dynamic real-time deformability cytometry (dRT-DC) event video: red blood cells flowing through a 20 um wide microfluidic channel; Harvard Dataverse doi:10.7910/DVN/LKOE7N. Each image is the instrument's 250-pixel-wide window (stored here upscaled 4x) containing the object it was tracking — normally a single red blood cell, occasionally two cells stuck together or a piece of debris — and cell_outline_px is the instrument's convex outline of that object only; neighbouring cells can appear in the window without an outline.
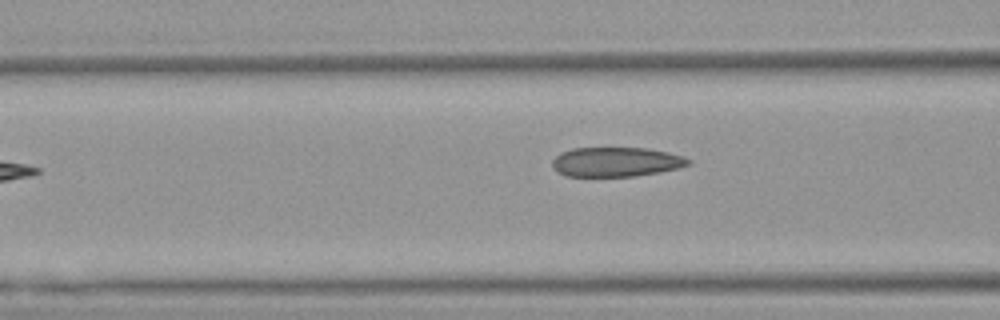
{"species": "Egyptian fruit bat (a non-hibernating species)", "species_latin": "Rousettus aegyptiacus", "temperature_condition": "warm", "stored_images_in_passage": 3, "camera_frame_rate_fps": 3000, "um_per_image_px": 0.085, "animal": {"sex": "female"}, "frame": {"image": 1, "passage_image": 3, "time_ms": 0.667, "image_size_px": [1000, 320], "cell_outline_px": [[692, 164], [680, 168], [660, 172], [636, 176], [564, 176], [556, 172], [552, 168], [552, 160], [560, 152], [572, 148], [648, 148], [668, 152], [684, 156], [692, 160]], "centroid_in_image_um": [52.38, 13.76], "position_along_channel_um": 114.2, "area_um2": 23.76}}